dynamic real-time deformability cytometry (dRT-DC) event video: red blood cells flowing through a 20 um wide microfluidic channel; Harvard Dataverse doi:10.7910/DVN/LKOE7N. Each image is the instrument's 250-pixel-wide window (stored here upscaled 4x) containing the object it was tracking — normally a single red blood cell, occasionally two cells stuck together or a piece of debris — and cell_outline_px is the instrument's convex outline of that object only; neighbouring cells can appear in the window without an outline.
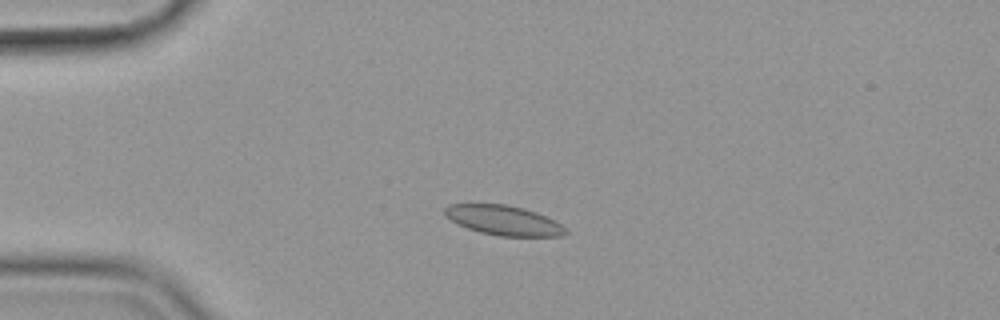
{"species": "common noctule bat (a hibernating species)", "species_latin": "Nyctalus noctula", "temperature_condition": "cold", "stored_images_in_passage": 55, "camera_frame_rate_fps": 3000, "um_per_image_px": 0.085, "animal": {"sex": "female", "body_mass_g": 19.9}, "frame": {"image": 1, "passage_image": 12, "time_ms": 3.667, "image_size_px": [1000, 320], "cell_outline_px": [[568, 232], [564, 236], [500, 236], [480, 232], [456, 224], [444, 216], [444, 208], [448, 204], [504, 204], [524, 208], [536, 212], [556, 220], [568, 228]], "centroid_in_image_um": [42.83, 18.73], "position_along_channel_um": 42.2, "area_um2": 21.21}}
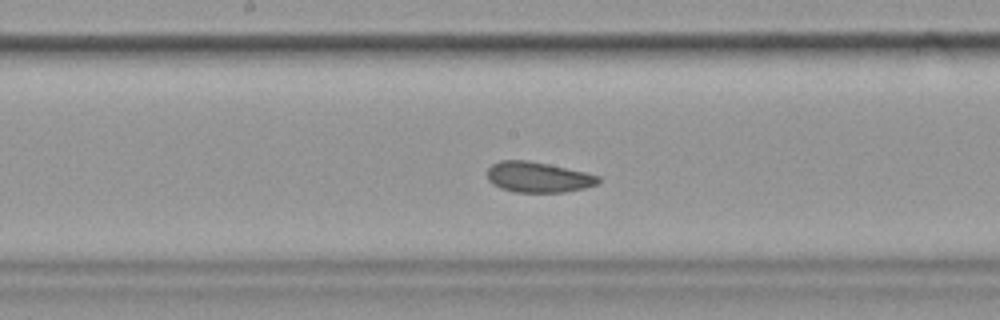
{"frame": {"image": 2, "passage_image": 28, "time_ms": 9.0, "image_size_px": [1000, 320], "cell_outline_px": [[600, 180], [596, 184], [584, 188], [564, 192], [512, 192], [500, 188], [492, 184], [488, 180], [488, 168], [492, 164], [500, 160], [528, 160], [548, 164], [584, 172], [600, 176]], "centroid_in_image_um": [45.7, 15.06], "position_along_channel_um": 202.5, "area_um2": 19.71}}
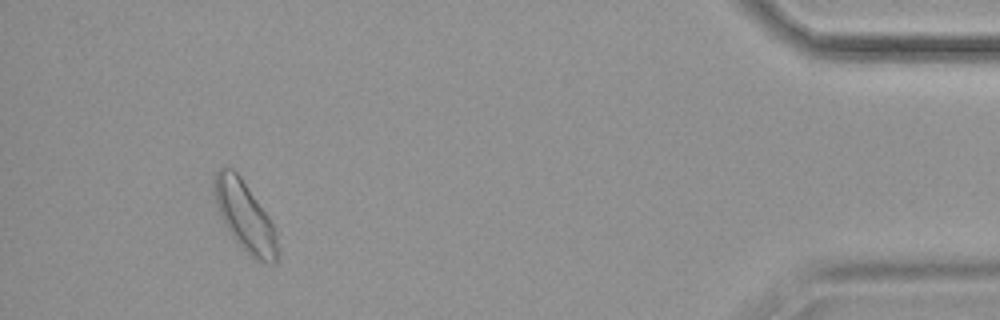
{"frame": {"image": 3, "passage_image": 51, "time_ms": 16.667, "image_size_px": [1000, 320], "cell_outline_px": [[276, 264], [268, 264], [252, 256], [236, 244], [228, 232], [224, 224], [216, 204], [212, 184], [216, 172], [220, 168], [232, 168], [240, 176], [268, 216], [276, 232]], "centroid_in_image_um": [20.77, 18.38], "position_along_channel_um": 414.4, "area_um2": 25.37}, "authors_computed_cell_mechanics": {"area_um2": 21.2126, "velocity_mm_per_s": 3.5414, "shape_relaxation_time_tau1_ms": null, "shape_relaxation_time_tau2_ms": 1.9485, "deformation_change_tau1": null, "deformation_change_tau2": 0.0604}}